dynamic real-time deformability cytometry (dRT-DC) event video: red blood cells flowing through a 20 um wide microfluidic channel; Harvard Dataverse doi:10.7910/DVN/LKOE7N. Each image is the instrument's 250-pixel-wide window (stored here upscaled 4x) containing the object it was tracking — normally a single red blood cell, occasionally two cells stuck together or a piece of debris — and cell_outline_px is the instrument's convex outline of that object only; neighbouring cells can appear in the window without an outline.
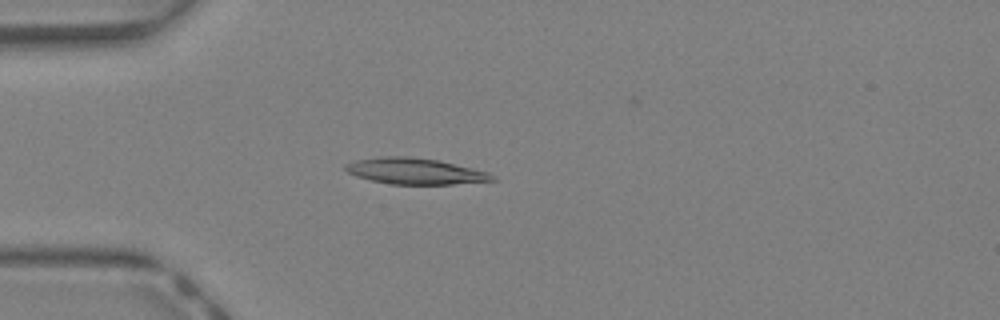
{"species": "Egyptian fruit bat (a non-hibernating species)", "species_latin": "Rousettus aegyptiacus", "temperature_condition": "warm", "stored_images_in_passage": 31, "camera_frame_rate_fps": 3000, "um_per_image_px": 0.085, "animal": {"sex": "female"}, "frame": {"image": 1, "passage_image": 1, "time_ms": 0.0, "image_size_px": [1000, 320], "cell_outline_px": [[496, 180], [452, 184], [392, 184], [372, 180], [356, 176], [348, 172], [344, 168], [344, 164], [356, 160], [380, 156], [408, 156], [440, 160], [488, 172], [496, 176]], "centroid_in_image_um": [35.28, 14.54], "position_along_channel_um": 49.7, "area_um2": 22.31}}
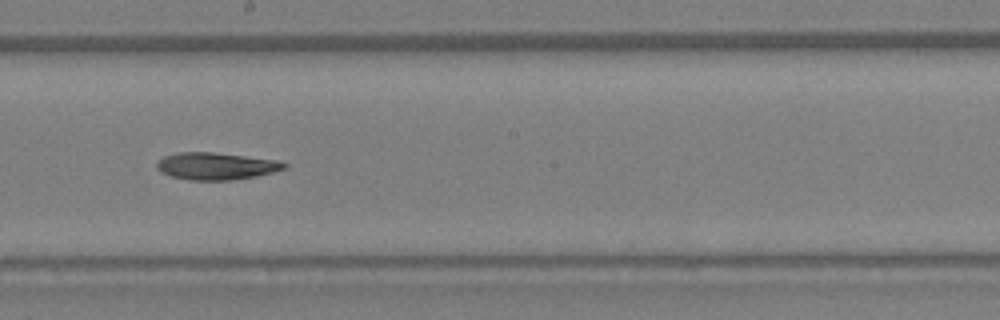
{"frame": {"image": 2, "passage_image": 13, "time_ms": 4.0, "image_size_px": [1000, 320], "cell_outline_px": [[288, 164], [284, 168], [272, 172], [256, 176], [232, 180], [188, 180], [168, 176], [160, 172], [156, 168], [156, 164], [164, 156], [180, 152], [212, 152], [276, 160]], "centroid_in_image_um": [18.31, 14.13], "position_along_channel_um": 229.9, "area_um2": 20.06}}
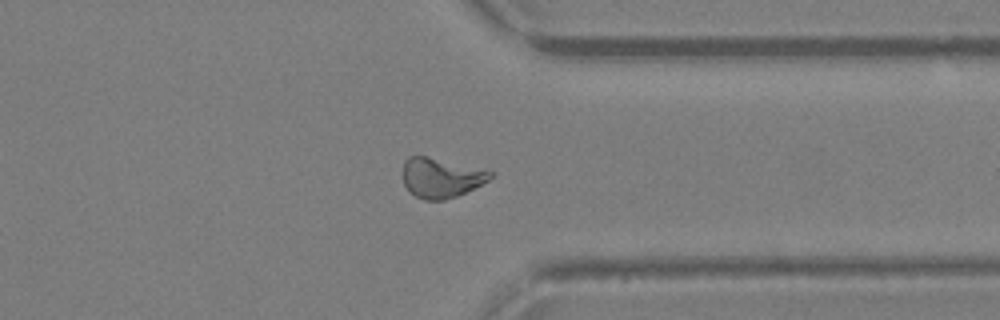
{"frame": {"image": 3, "passage_image": 22, "time_ms": 7.0, "image_size_px": [1000, 320], "cell_outline_px": [[496, 176], [456, 196], [444, 200], [424, 200], [408, 192], [404, 184], [404, 160], [408, 156], [428, 156], [488, 168], [496, 172]], "centroid_in_image_um": [37.55, 15.07], "position_along_channel_um": 373.9, "area_um2": 20.75}, "authors_computed_cell_mechanics": {"area_um2": 20.4612, "velocity_mm_per_s": 4.8703, "shape_relaxation_time_tau1_ms": 6.5357, "shape_relaxation_time_tau2_ms": null, "deformation_change_tau1": 0.2045, "deformation_change_tau2": null}}